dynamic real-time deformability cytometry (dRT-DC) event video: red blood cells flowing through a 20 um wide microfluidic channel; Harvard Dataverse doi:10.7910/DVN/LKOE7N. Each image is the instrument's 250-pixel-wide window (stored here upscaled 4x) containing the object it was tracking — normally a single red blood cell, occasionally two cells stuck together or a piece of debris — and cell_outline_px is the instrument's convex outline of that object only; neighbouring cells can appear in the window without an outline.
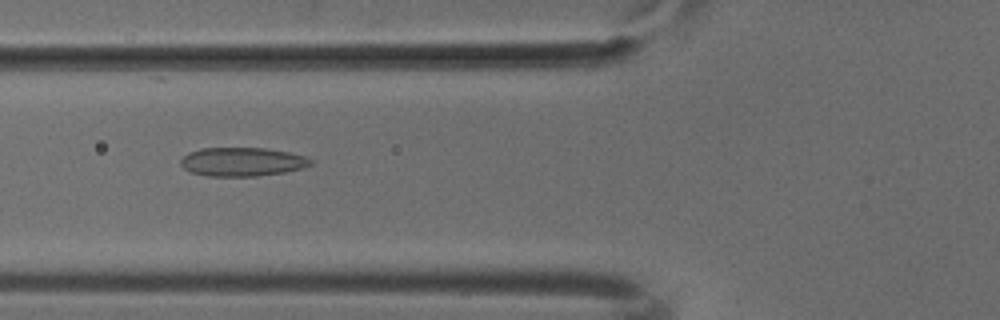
{"species": "common noctule bat (a hibernating species)", "species_latin": "Nyctalus noctula", "temperature_condition": "cold", "stored_images_in_passage": 50, "camera_frame_rate_fps": 3000, "um_per_image_px": 0.085, "animal": {"sex": "male", "body_mass_g": 18.8}, "frame": {"image": 1, "passage_image": 19, "time_ms": 6.0, "image_size_px": [1000, 320], "cell_outline_px": [[312, 164], [304, 168], [284, 172], [256, 176], [208, 176], [192, 172], [184, 168], [180, 164], [180, 160], [188, 152], [200, 148], [264, 148], [288, 152], [304, 156], [312, 160]], "centroid_in_image_um": [20.58, 13.75], "position_along_channel_um": 105.2, "area_um2": 21.73}}
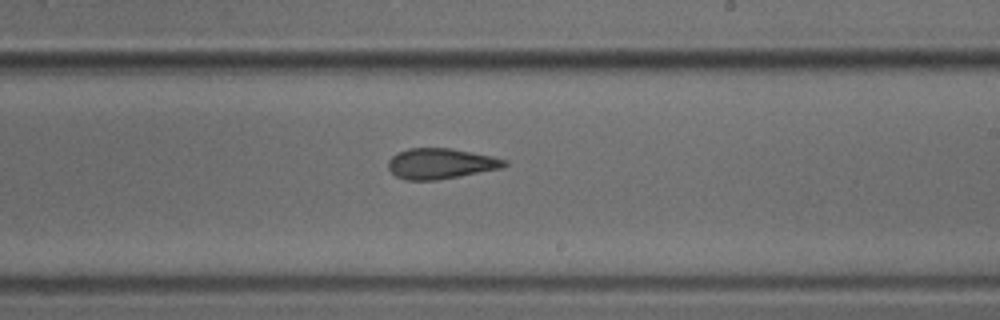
{"frame": {"image": 2, "passage_image": 30, "time_ms": 9.667, "image_size_px": [1000, 320], "cell_outline_px": [[508, 164], [500, 168], [460, 176], [436, 180], [404, 180], [396, 176], [388, 168], [388, 160], [396, 152], [408, 148], [452, 148], [492, 156], [508, 160]], "centroid_in_image_um": [37.43, 13.9], "position_along_channel_um": 251.6, "area_um2": 20.75}}
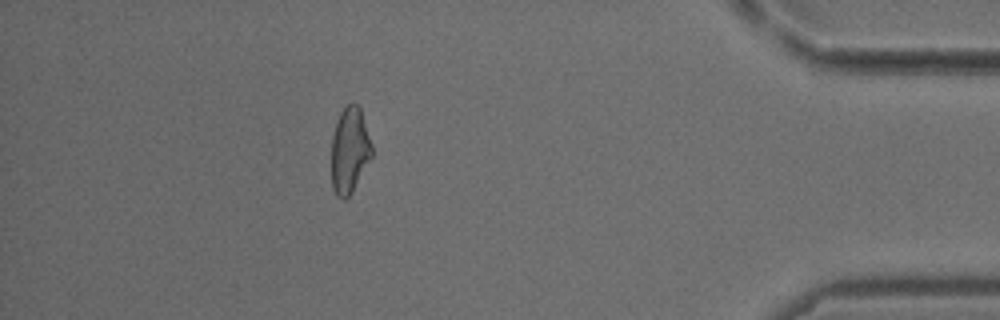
{"frame": {"image": 3, "passage_image": 45, "time_ms": 14.667, "image_size_px": [1000, 320], "cell_outline_px": [[372, 156], [352, 192], [344, 200], [336, 196], [332, 188], [332, 136], [340, 112], [348, 104], [356, 104], [360, 108], [372, 144]], "centroid_in_image_um": [29.71, 12.8], "position_along_channel_um": 405.5, "area_um2": 20.06}}